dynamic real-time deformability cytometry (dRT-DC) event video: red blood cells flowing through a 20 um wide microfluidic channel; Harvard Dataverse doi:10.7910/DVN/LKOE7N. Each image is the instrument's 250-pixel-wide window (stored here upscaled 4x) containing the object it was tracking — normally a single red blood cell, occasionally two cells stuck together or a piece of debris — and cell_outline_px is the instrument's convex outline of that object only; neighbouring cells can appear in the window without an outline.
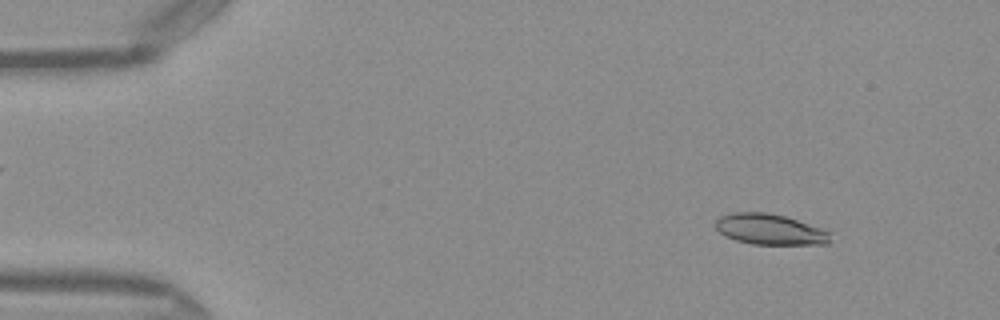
{"species": "Egyptian fruit bat (a non-hibernating species)", "species_latin": "Rousettus aegyptiacus", "temperature_condition": "warm", "stored_images_in_passage": 50, "camera_frame_rate_fps": 3000, "um_per_image_px": 0.085, "frame": {"image": 1, "passage_image": 5, "time_ms": 1.333, "image_size_px": [1000, 320], "cell_outline_px": [[832, 232], [828, 244], [752, 244], [736, 240], [724, 236], [716, 228], [716, 220], [720, 216], [736, 212], [768, 212], [784, 216]], "centroid_in_image_um": [65.44, 19.5], "position_along_channel_um": 19.6, "area_um2": 20.4}}
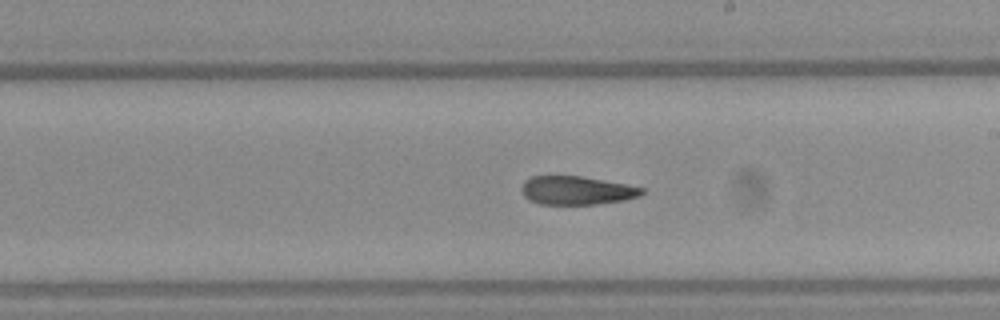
{"frame": {"image": 2, "passage_image": 28, "time_ms": 9.0, "image_size_px": [1000, 320], "cell_outline_px": [[644, 192], [640, 196], [624, 200], [596, 204], [540, 204], [524, 196], [520, 188], [524, 180], [532, 176], [580, 176], [628, 184], [644, 188]], "centroid_in_image_um": [49.02, 16.18], "position_along_channel_um": 240.0, "area_um2": 20.0}}
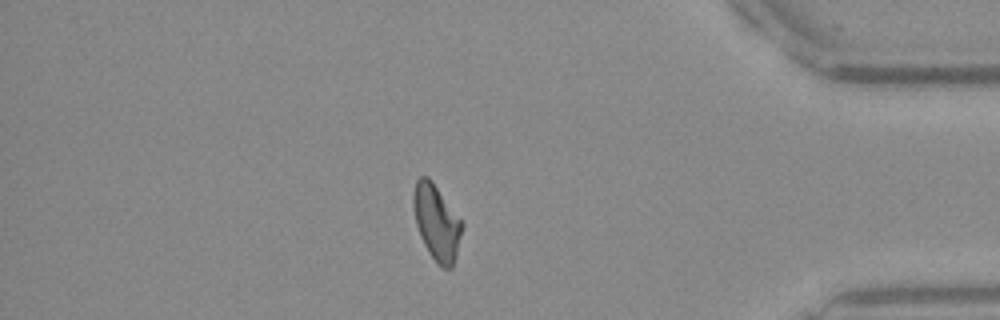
{"frame": {"image": 3, "passage_image": 42, "time_ms": 13.667, "image_size_px": [1000, 320], "cell_outline_px": [[464, 224], [456, 256], [452, 268], [444, 268], [428, 252], [420, 236], [416, 224], [412, 204], [412, 196], [416, 180], [420, 176], [428, 176], [432, 180]], "centroid_in_image_um": [37.1, 18.87], "position_along_channel_um": 398.1, "area_um2": 21.33}, "authors_computed_cell_mechanics": {"area_um2": 21.0103, "velocity_mm_per_s": 4.0993, "shape_relaxation_time_tau1_ms": null, "shape_relaxation_time_tau2_ms": 2.3431, "deformation_change_tau1": null, "deformation_change_tau2": 0.0999}}